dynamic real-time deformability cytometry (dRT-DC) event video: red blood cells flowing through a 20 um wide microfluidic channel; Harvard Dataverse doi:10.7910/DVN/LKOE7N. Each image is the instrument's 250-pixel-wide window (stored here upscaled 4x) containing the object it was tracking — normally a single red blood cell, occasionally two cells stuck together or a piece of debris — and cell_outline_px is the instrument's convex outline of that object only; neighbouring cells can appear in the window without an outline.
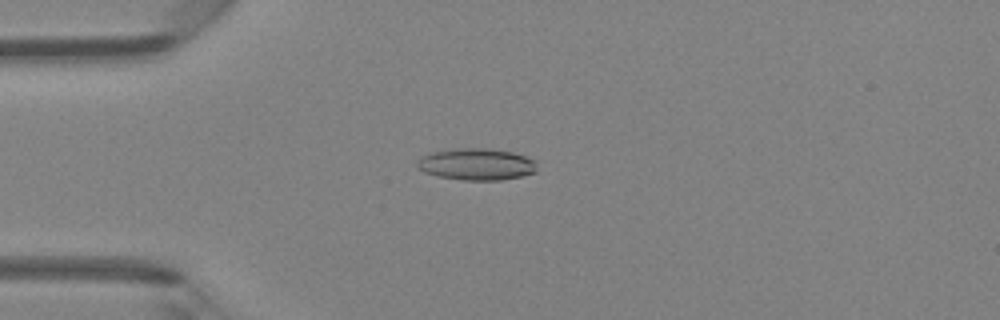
{"species": "Egyptian fruit bat (a non-hibernating species)", "species_latin": "Rousettus aegyptiacus", "temperature_condition": "room temperature", "stored_images_in_passage": 36, "camera_frame_rate_fps": 3000, "um_per_image_px": 0.085, "animal": {"sex": "female"}, "frame": {"image": 1, "passage_image": 1, "time_ms": 0.0, "image_size_px": [1000, 320], "cell_outline_px": [[536, 172], [520, 176], [500, 180], [464, 180], [440, 176], [424, 172], [416, 164], [424, 156], [432, 152], [456, 148], [488, 148], [512, 152], [536, 160]], "centroid_in_image_um": [40.54, 13.95], "position_along_channel_um": 44.5, "area_um2": 21.91}}
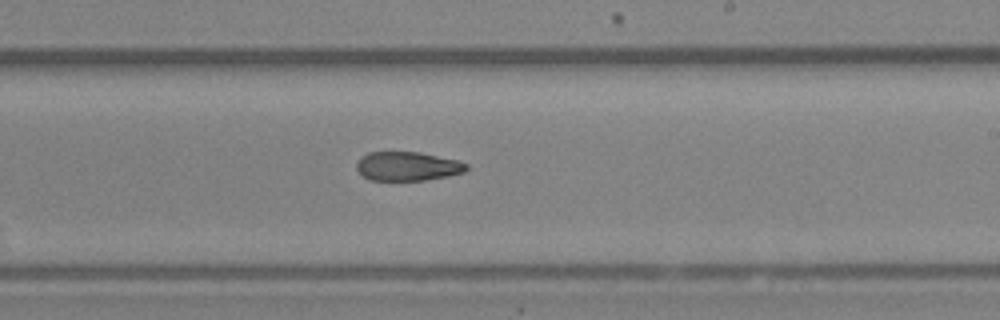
{"frame": {"image": 2, "passage_image": 17, "time_ms": 5.333, "image_size_px": [1000, 320], "cell_outline_px": [[468, 168], [464, 172], [448, 176], [424, 180], [368, 180], [356, 168], [356, 164], [360, 156], [368, 152], [420, 152], [456, 160], [468, 164]], "centroid_in_image_um": [34.62, 14.13], "position_along_channel_um": 254.4, "area_um2": 18.55}}
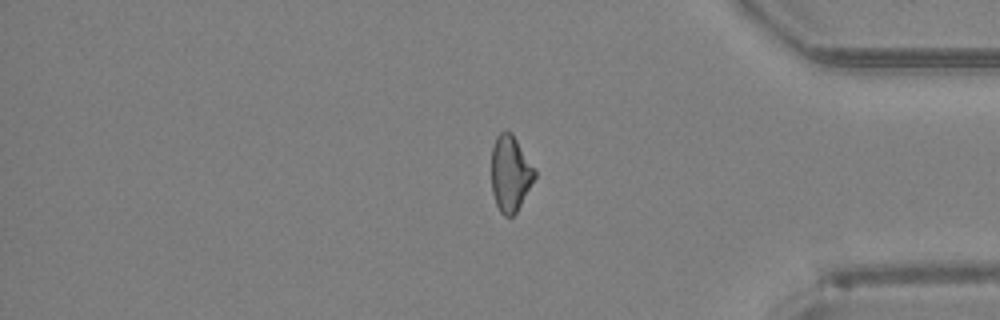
{"frame": {"image": 3, "passage_image": 28, "time_ms": 9.0, "image_size_px": [1000, 320], "cell_outline_px": [[536, 176], [516, 212], [512, 216], [504, 216], [500, 212], [496, 204], [492, 192], [492, 148], [496, 136], [500, 132], [512, 132], [536, 168]], "centroid_in_image_um": [43.39, 14.73], "position_along_channel_um": 391.8, "area_um2": 19.19}, "authors_computed_cell_mechanics": {"area_um2": 20.0566, "velocity_mm_per_s": 4.3229, "shape_relaxation_time_tau1_ms": null, "shape_relaxation_time_tau2_ms": 4.8774, "deformation_change_tau1": null, "deformation_change_tau2": 0.144}}